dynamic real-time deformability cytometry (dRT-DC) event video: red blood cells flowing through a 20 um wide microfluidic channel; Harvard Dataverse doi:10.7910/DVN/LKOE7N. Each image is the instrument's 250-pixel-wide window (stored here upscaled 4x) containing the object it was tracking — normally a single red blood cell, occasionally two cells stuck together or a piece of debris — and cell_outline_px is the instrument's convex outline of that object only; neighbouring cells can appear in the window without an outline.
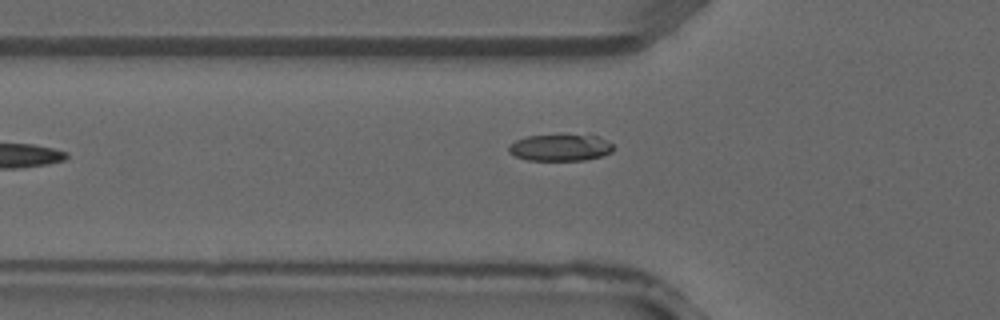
{"species": "common noctule bat (a hibernating species)", "species_latin": "Nyctalus noctula", "temperature_condition": "warm", "stored_images_in_passage": 3, "camera_frame_rate_fps": 3000, "um_per_image_px": 0.085, "animal": {"sex": "male", "forearm_length_mm": 52.5}, "frame": {"image": 1, "passage_image": 3, "time_ms": 0.667, "image_size_px": [1000, 320], "cell_outline_px": [[612, 152], [600, 156], [584, 160], [528, 160], [516, 156], [508, 152], [508, 144], [516, 140], [528, 136], [560, 132], [596, 136], [612, 144]], "centroid_in_image_um": [47.57, 12.5], "position_along_channel_um": 78.2, "area_um2": 16.76}}